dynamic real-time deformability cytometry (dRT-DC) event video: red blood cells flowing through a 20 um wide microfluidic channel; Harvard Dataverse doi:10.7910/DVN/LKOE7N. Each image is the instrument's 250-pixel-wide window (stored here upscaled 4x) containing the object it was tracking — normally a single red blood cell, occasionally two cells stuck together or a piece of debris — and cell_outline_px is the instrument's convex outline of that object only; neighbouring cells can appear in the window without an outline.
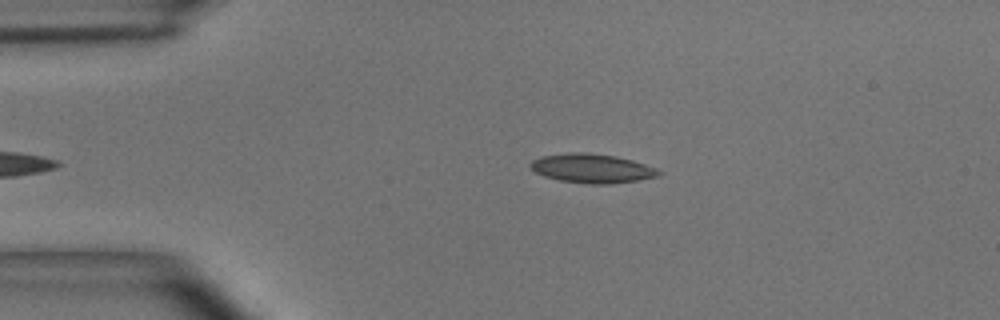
{"species": "common noctule bat (a hibernating species)", "species_latin": "Nyctalus noctula", "temperature_condition": "room temperature", "stored_images_in_passage": 3, "camera_frame_rate_fps": 3000, "um_per_image_px": 0.085, "animal": {"sex": "male", "body_mass_g": 15.6}, "frame": {"image": 1, "passage_image": 3, "time_ms": 0.667, "image_size_px": [1000, 320], "cell_outline_px": [[664, 172], [660, 176], [612, 184], [588, 184], [560, 180], [544, 176], [536, 172], [528, 164], [532, 160], [544, 156], [572, 152], [588, 152], [612, 156], [632, 160], [656, 168]], "centroid_in_image_um": [50.34, 14.32], "position_along_channel_um": 34.7, "area_um2": 21.62}}